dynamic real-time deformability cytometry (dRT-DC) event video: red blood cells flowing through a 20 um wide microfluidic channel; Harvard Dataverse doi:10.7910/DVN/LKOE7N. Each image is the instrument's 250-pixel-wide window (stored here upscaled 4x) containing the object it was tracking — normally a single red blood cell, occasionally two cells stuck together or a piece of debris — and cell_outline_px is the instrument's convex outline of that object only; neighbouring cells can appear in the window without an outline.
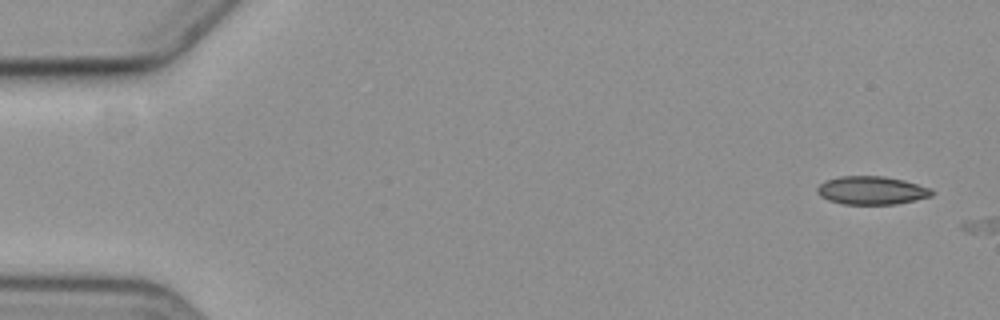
{"species": "common noctule bat (a hibernating species)", "species_latin": "Nyctalus noctula", "temperature_condition": "cold", "stored_images_in_passage": 2, "camera_frame_rate_fps": 3000, "um_per_image_px": 0.085, "animal": {"sex": "female", "body_mass_g": 19.3, "forearm_length_mm": 54.1}, "frame": {"image": 1, "passage_image": 1, "time_ms": 0.0, "image_size_px": [1000, 320], "cell_outline_px": [[936, 192], [932, 196], [916, 200], [896, 204], [844, 204], [828, 200], [820, 196], [816, 192], [816, 188], [824, 180], [840, 176], [884, 176], [904, 180], [932, 188]], "centroid_in_image_um": [74.1, 16.18], "position_along_channel_um": 10.9, "area_um2": 19.13}}